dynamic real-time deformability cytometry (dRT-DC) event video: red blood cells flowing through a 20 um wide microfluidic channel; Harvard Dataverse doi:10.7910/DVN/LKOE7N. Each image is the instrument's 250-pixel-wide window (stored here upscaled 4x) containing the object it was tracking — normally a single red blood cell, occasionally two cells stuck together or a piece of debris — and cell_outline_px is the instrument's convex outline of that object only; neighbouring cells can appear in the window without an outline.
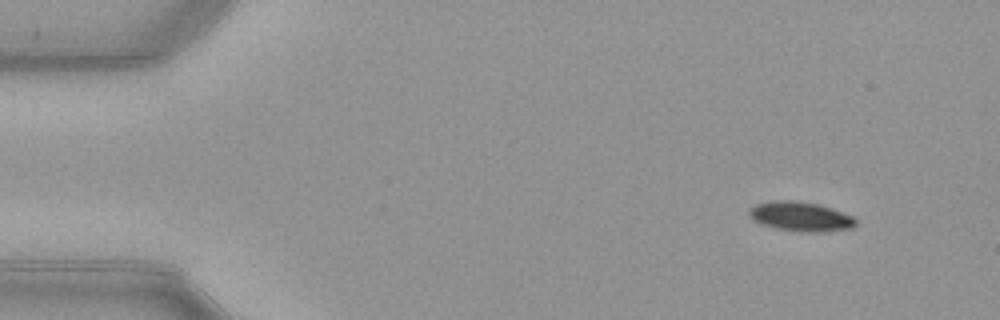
{"species": "common noctule bat (a hibernating species)", "species_latin": "Nyctalus noctula", "temperature_condition": "warm", "stored_images_in_passage": 48, "camera_frame_rate_fps": 3000, "um_per_image_px": 0.085, "animal": {"sex": "female", "body_mass_g": 21.9}, "frame": {"image": 1, "passage_image": 1, "time_ms": 0.0, "image_size_px": [1000, 320], "cell_outline_px": [[856, 224], [852, 228], [816, 232], [812, 232], [776, 228], [752, 220], [748, 216], [748, 212], [756, 204], [772, 200], [792, 200], [820, 204], [832, 208], [852, 216], [856, 220]], "centroid_in_image_um": [68.04, 18.38], "position_along_channel_um": 17.0, "area_um2": 18.09}}
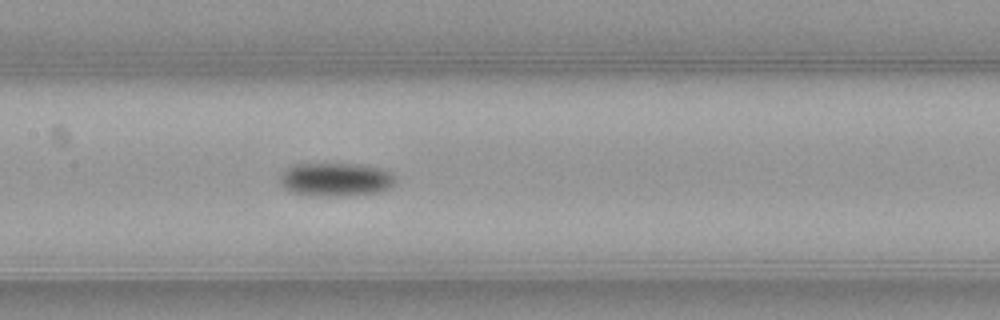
{"frame": {"image": 2, "passage_image": 21, "time_ms": 6.667, "image_size_px": [1000, 320], "cell_outline_px": [[396, 184], [380, 192], [348, 196], [308, 196], [292, 192], [284, 188], [280, 184], [280, 176], [292, 164], [352, 164], [380, 168], [396, 176]], "centroid_in_image_um": [28.54, 15.28], "position_along_channel_um": 178.9, "area_um2": 22.72}}
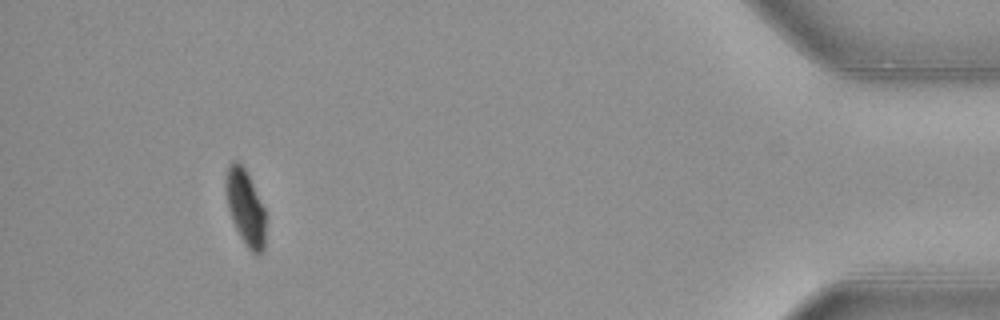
{"frame": {"image": 3, "passage_image": 44, "time_ms": 14.333, "image_size_px": [1000, 320], "cell_outline_px": [[264, 248], [256, 256], [244, 244], [232, 220], [228, 208], [224, 188], [224, 180], [228, 164], [232, 160], [236, 160], [244, 168], [264, 208]], "centroid_in_image_um": [20.81, 17.61], "position_along_channel_um": 414.4, "area_um2": 17.34}, "authors_computed_cell_mechanics": {"area_um2": 20.23, "velocity_mm_per_s": 3.9836, "shape_relaxation_time_tau1_ms": 3.069, "shape_relaxation_time_tau2_ms": null, "deformation_change_tau1": 0.1453, "deformation_change_tau2": null}}